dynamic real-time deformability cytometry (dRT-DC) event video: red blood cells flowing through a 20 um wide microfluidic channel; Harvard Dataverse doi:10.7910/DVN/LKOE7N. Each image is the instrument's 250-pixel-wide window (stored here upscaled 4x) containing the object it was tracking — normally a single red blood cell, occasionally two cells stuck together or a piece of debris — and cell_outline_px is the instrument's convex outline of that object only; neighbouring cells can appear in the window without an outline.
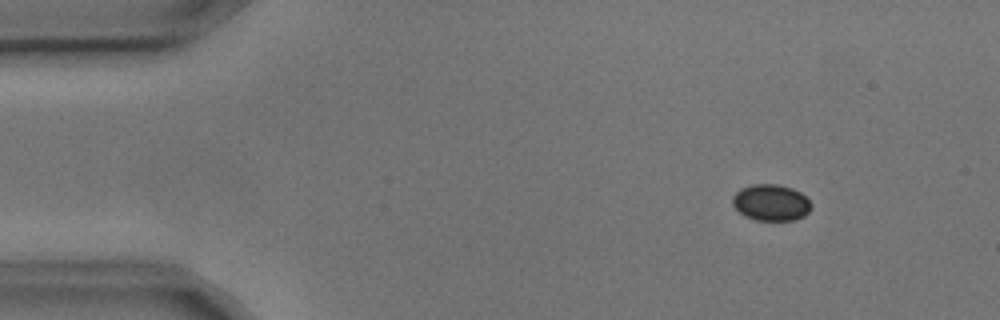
{"species": "common noctule bat (a hibernating species)", "species_latin": "Nyctalus noctula", "temperature_condition": "cold", "stored_images_in_passage": 6, "camera_frame_rate_fps": 3000, "um_per_image_px": 0.085, "animal": {"sex": "male", "body_mass_g": 17.9, "forearm_length_mm": 54.2}, "frame": {"image": 1, "passage_image": 1, "time_ms": 0.0, "image_size_px": [1000, 320], "cell_outline_px": [[812, 208], [804, 216], [796, 220], [756, 220], [744, 216], [732, 204], [732, 196], [740, 188], [752, 184], [776, 184], [792, 188], [800, 192], [812, 204]], "centroid_in_image_um": [65.53, 17.22], "position_along_channel_um": 19.5, "area_um2": 16.76}}
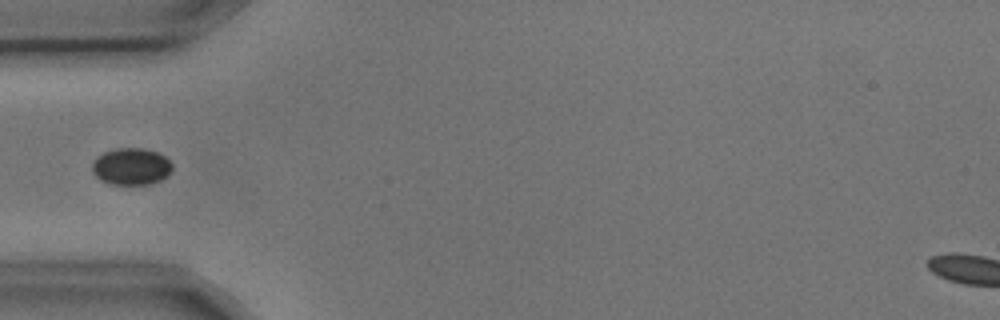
{"frame": {"image": 2, "passage_image": 4, "time_ms": 1.0, "image_size_px": [1000, 320], "cell_outline_px": [[172, 168], [160, 180], [148, 184], [108, 184], [100, 180], [92, 172], [92, 164], [96, 156], [104, 152], [116, 148], [144, 148], [160, 152], [172, 164]], "centroid_in_image_um": [11.11, 14.13], "position_along_channel_um": 73.9, "area_um2": 17.22}}
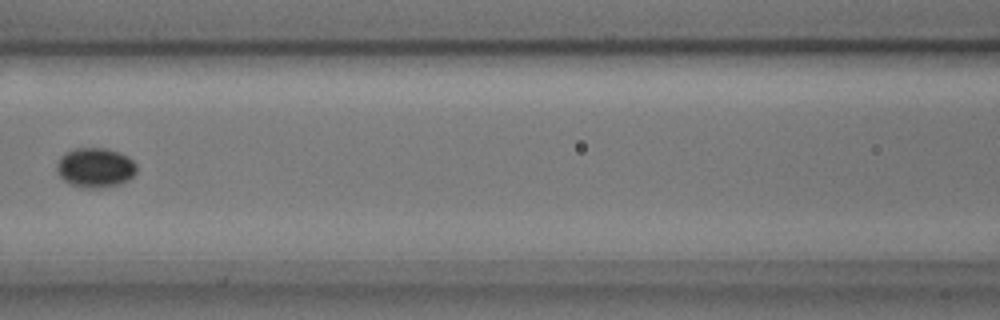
{"frame": {"image": 3, "passage_image": 6, "time_ms": 1.667, "image_size_px": [1000, 320], "cell_outline_px": [[136, 172], [128, 180], [120, 184], [104, 188], [84, 188], [68, 184], [56, 172], [56, 164], [60, 156], [64, 152], [76, 148], [104, 148], [120, 152], [128, 156], [136, 164]], "centroid_in_image_um": [8.07, 14.25], "position_along_channel_um": 158.5, "area_um2": 18.79}}